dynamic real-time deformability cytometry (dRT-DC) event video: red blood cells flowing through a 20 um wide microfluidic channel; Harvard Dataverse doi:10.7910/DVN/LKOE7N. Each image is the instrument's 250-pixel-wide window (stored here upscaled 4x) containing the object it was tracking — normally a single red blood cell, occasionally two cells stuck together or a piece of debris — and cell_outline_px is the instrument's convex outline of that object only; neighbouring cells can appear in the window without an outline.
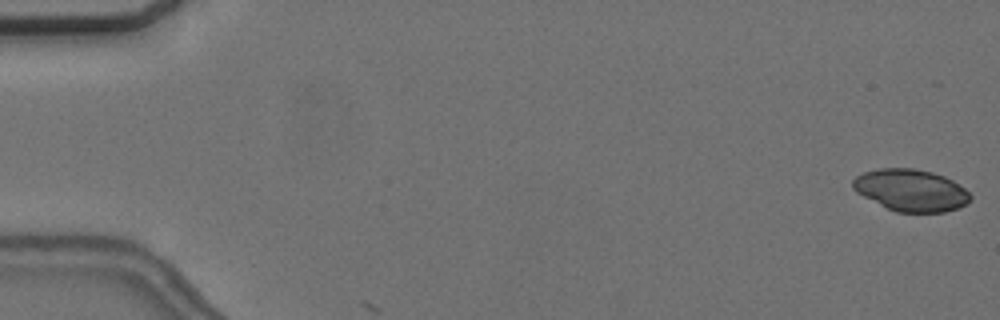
{"species": "common noctule bat (a hibernating species)", "species_latin": "Nyctalus noctula", "temperature_condition": "cold", "stored_images_in_passage": 3, "camera_frame_rate_fps": 3000, "um_per_image_px": 0.085, "animal": {"sex": "female", "body_mass_g": 24.6, "forearm_length_mm": 56.2}, "frame": {"image": 1, "passage_image": 1, "time_ms": 0.0, "image_size_px": [1000, 320], "cell_outline_px": [[972, 200], [968, 204], [944, 212], [896, 212], [856, 192], [852, 188], [852, 180], [856, 176], [864, 172], [880, 168], [912, 168], [932, 172], [944, 176], [952, 180], [964, 188], [972, 196]], "centroid_in_image_um": [77.44, 16.17], "position_along_channel_um": 7.6, "area_um2": 28.61}}